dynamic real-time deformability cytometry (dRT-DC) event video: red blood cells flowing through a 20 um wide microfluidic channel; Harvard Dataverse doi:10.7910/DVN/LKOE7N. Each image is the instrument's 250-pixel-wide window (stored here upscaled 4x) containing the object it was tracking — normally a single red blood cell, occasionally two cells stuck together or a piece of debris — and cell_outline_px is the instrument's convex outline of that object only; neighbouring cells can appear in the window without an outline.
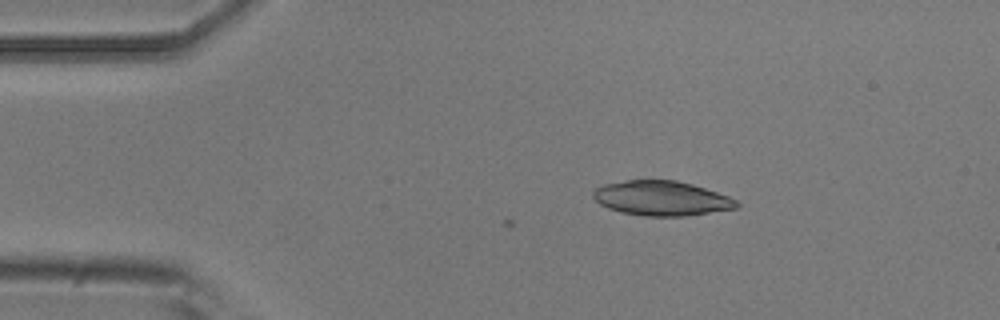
{"species": "common noctule bat (a hibernating species)", "species_latin": "Nyctalus noctula", "temperature_condition": "room temperature", "stored_images_in_passage": 4, "camera_frame_rate_fps": 3000, "um_per_image_px": 0.085, "animal": {"sex": "male", "body_mass_g": 20.5, "forearm_length_mm": 52.5}, "frame": {"image": 1, "passage_image": 1, "time_ms": 0.0, "image_size_px": [1000, 320], "cell_outline_px": [[740, 204], [736, 208], [688, 216], [644, 216], [620, 212], [608, 208], [600, 204], [592, 196], [592, 192], [596, 188], [604, 184], [624, 180], [676, 180], [692, 184], [728, 196], [736, 200]], "centroid_in_image_um": [56.21, 16.85], "position_along_channel_um": 28.8, "area_um2": 29.02}}